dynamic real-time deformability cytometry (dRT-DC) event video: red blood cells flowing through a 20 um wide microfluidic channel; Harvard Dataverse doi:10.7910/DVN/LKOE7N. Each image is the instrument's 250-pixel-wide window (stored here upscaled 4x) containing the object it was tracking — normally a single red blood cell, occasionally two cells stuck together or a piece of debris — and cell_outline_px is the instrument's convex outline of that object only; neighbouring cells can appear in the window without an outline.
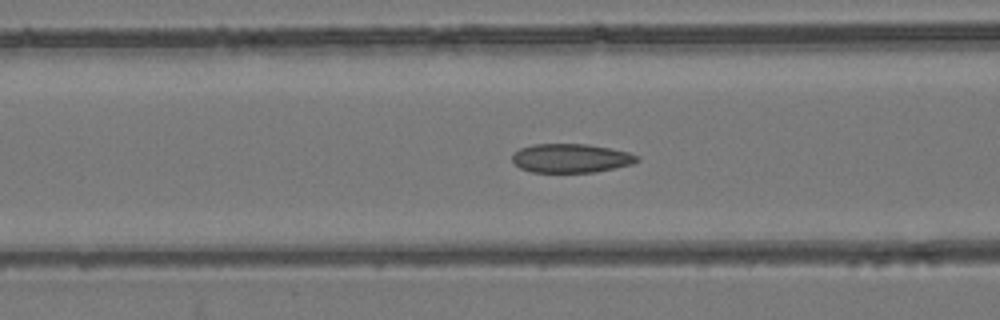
{"species": "common noctule bat (a hibernating species)", "species_latin": "Nyctalus noctula", "temperature_condition": "room temperature", "stored_images_in_passage": 54, "camera_frame_rate_fps": 3000, "um_per_image_px": 0.085, "animal": {"sex": "female", "body_mass_g": 24.6, "forearm_length_mm": 56.2}, "frame": {"image": 1, "passage_image": 22, "time_ms": 7.0, "image_size_px": [1000, 320], "cell_outline_px": [[640, 160], [632, 164], [596, 172], [532, 172], [520, 168], [512, 160], [512, 152], [520, 148], [532, 144], [584, 144], [608, 148], [628, 152], [640, 156]], "centroid_in_image_um": [48.52, 13.45], "position_along_channel_um": 118.1, "area_um2": 21.04}}
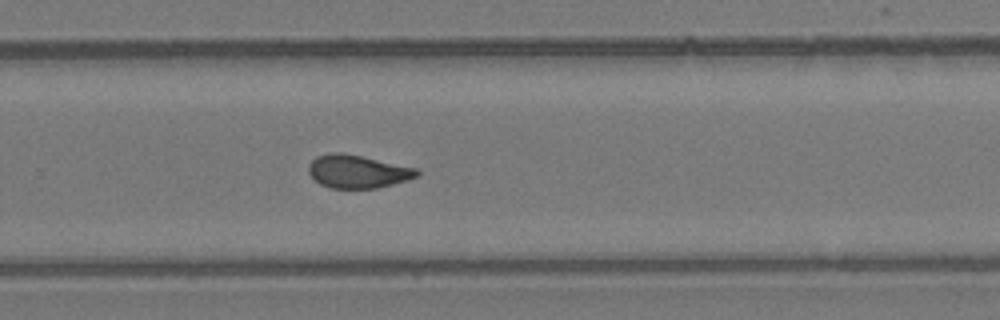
{"frame": {"image": 2, "passage_image": 36, "time_ms": 11.667, "image_size_px": [1000, 320], "cell_outline_px": [[420, 176], [408, 180], [376, 188], [328, 188], [320, 184], [308, 172], [308, 164], [316, 156], [332, 152], [340, 152], [360, 156], [416, 168], [420, 172]], "centroid_in_image_um": [30.38, 14.58], "position_along_channel_um": 299.4, "area_um2": 20.81}}
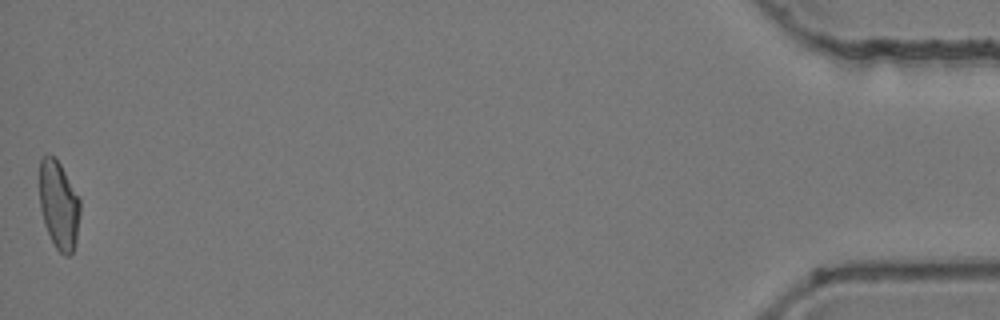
{"frame": {"image": 3, "passage_image": 54, "time_ms": 17.667, "image_size_px": [1000, 320], "cell_outline_px": [[80, 212], [76, 240], [72, 252], [68, 256], [64, 256], [56, 248], [44, 224], [40, 208], [40, 160], [48, 152], [60, 164], [80, 200]], "centroid_in_image_um": [4.99, 17.43], "position_along_channel_um": 430.2, "area_um2": 20.63}, "authors_computed_cell_mechanics": {"area_um2": 21.2126, "velocity_mm_per_s": 3.8824, "shape_relaxation_time_tau1_ms": null, "shape_relaxation_time_tau2_ms": 1.7985, "deformation_change_tau1": null, "deformation_change_tau2": 0.0751}}